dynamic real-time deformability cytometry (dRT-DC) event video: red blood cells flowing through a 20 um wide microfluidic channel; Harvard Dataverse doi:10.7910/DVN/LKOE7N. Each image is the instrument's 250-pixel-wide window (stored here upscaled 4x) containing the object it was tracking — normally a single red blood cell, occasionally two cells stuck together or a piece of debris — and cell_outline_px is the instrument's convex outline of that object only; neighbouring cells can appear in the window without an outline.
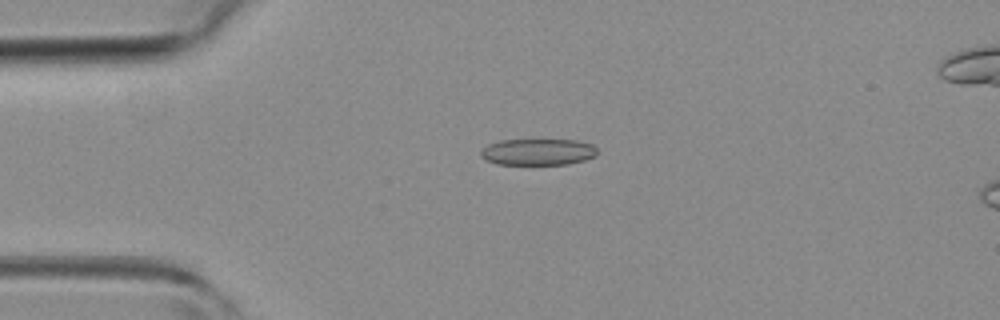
{"species": "common noctule bat (a hibernating species)", "species_latin": "Nyctalus noctula", "temperature_condition": "room temperature", "stored_images_in_passage": 5, "camera_frame_rate_fps": 3000, "um_per_image_px": 0.085, "animal": {"sex": "female", "body_mass_g": 19.3, "forearm_length_mm": 54.1}, "frame": {"image": 1, "passage_image": 3, "time_ms": 3.333, "image_size_px": [1000, 320], "cell_outline_px": [[596, 156], [584, 160], [568, 164], [496, 164], [480, 156], [480, 152], [488, 144], [500, 140], [576, 140], [592, 144], [596, 148]], "centroid_in_image_um": [45.73, 12.91], "position_along_channel_um": 39.3, "area_um2": 17.86}}
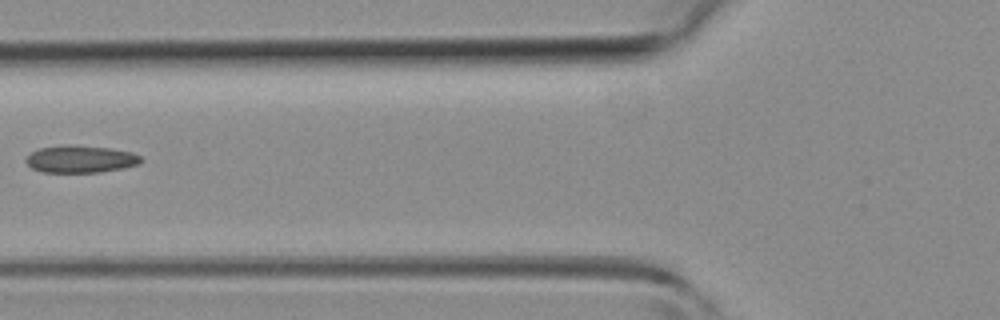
{"frame": {"image": 2, "passage_image": 5, "time_ms": 5.667, "image_size_px": [1000, 320], "cell_outline_px": [[144, 160], [140, 164], [124, 168], [100, 172], [40, 172], [32, 168], [24, 160], [32, 152], [40, 148], [112, 148], [132, 152], [140, 156]], "centroid_in_image_um": [6.92, 13.58], "position_along_channel_um": 118.9, "area_um2": 17.4}}